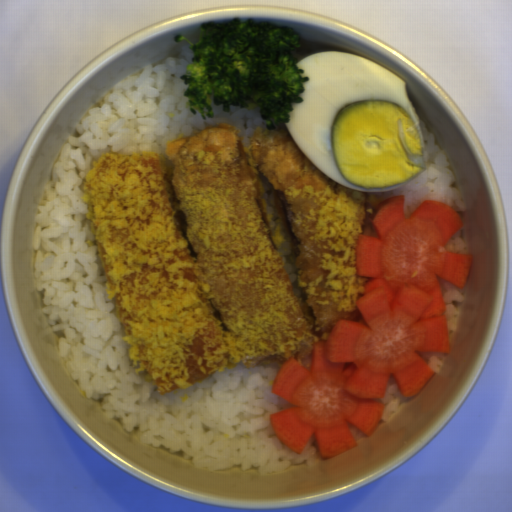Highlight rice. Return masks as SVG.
I'll use <instances>...</instances> for the list:
<instances>
[{
    "label": "rice",
    "mask_w": 512,
    "mask_h": 512,
    "mask_svg": "<svg viewBox=\"0 0 512 512\" xmlns=\"http://www.w3.org/2000/svg\"><path fill=\"white\" fill-rule=\"evenodd\" d=\"M190 45L158 64L125 76L77 122L54 162L35 210L32 270L42 312L59 334L57 352L83 396L143 444L177 453L195 467L239 466L258 475L322 457L312 436L300 454L273 430L270 416L290 403L273 393L281 368L234 366L205 382L159 394L138 375L127 352L95 231L81 187L105 152L150 151L162 160L169 142L209 126L230 123L250 144L265 128L260 109L230 105L202 119L186 107L181 76L192 62Z\"/></svg>",
    "instance_id": "obj_1"
},
{
    "label": "rice",
    "mask_w": 512,
    "mask_h": 512,
    "mask_svg": "<svg viewBox=\"0 0 512 512\" xmlns=\"http://www.w3.org/2000/svg\"><path fill=\"white\" fill-rule=\"evenodd\" d=\"M424 139L425 170L407 184L390 192H375L381 203L392 195H403V211L407 219L426 200L449 205L460 217L463 226L444 245V249L456 254H469L465 241L467 208L465 197L453 175L448 160L435 136L419 119Z\"/></svg>",
    "instance_id": "obj_2"
},
{
    "label": "rice",
    "mask_w": 512,
    "mask_h": 512,
    "mask_svg": "<svg viewBox=\"0 0 512 512\" xmlns=\"http://www.w3.org/2000/svg\"><path fill=\"white\" fill-rule=\"evenodd\" d=\"M259 178L263 189V197L265 198L266 208L269 214L272 215V223L275 226H278L279 232L283 238L282 245L280 247V253L283 258L292 291L297 297H303L304 292L301 289L298 281V268L296 266L297 256L287 230L277 211L274 195V185L264 174L260 173Z\"/></svg>",
    "instance_id": "obj_3"
},
{
    "label": "rice",
    "mask_w": 512,
    "mask_h": 512,
    "mask_svg": "<svg viewBox=\"0 0 512 512\" xmlns=\"http://www.w3.org/2000/svg\"><path fill=\"white\" fill-rule=\"evenodd\" d=\"M439 286L444 299L446 311L444 313L448 334L453 332L457 326L454 316L457 315L455 303L464 301L463 288L447 281L442 277H437Z\"/></svg>",
    "instance_id": "obj_4"
},
{
    "label": "rice",
    "mask_w": 512,
    "mask_h": 512,
    "mask_svg": "<svg viewBox=\"0 0 512 512\" xmlns=\"http://www.w3.org/2000/svg\"><path fill=\"white\" fill-rule=\"evenodd\" d=\"M409 397H403L392 374L389 378L385 394L381 398H376V401L384 403V411L381 421L389 422L393 415L398 410L400 404Z\"/></svg>",
    "instance_id": "obj_5"
},
{
    "label": "rice",
    "mask_w": 512,
    "mask_h": 512,
    "mask_svg": "<svg viewBox=\"0 0 512 512\" xmlns=\"http://www.w3.org/2000/svg\"><path fill=\"white\" fill-rule=\"evenodd\" d=\"M419 354L422 357L425 364L427 365L428 369L434 372L435 374L438 373L439 370L444 365V353H435L419 350Z\"/></svg>",
    "instance_id": "obj_6"
},
{
    "label": "rice",
    "mask_w": 512,
    "mask_h": 512,
    "mask_svg": "<svg viewBox=\"0 0 512 512\" xmlns=\"http://www.w3.org/2000/svg\"><path fill=\"white\" fill-rule=\"evenodd\" d=\"M314 53H320L309 48L299 46L297 49L292 50L291 54L294 56L295 60L301 61L305 57L312 55Z\"/></svg>",
    "instance_id": "obj_7"
},
{
    "label": "rice",
    "mask_w": 512,
    "mask_h": 512,
    "mask_svg": "<svg viewBox=\"0 0 512 512\" xmlns=\"http://www.w3.org/2000/svg\"><path fill=\"white\" fill-rule=\"evenodd\" d=\"M349 428L355 438L356 439H360L365 433H363L362 431H360L359 429H357L356 427L352 426L351 424H349Z\"/></svg>",
    "instance_id": "obj_8"
}]
</instances>
